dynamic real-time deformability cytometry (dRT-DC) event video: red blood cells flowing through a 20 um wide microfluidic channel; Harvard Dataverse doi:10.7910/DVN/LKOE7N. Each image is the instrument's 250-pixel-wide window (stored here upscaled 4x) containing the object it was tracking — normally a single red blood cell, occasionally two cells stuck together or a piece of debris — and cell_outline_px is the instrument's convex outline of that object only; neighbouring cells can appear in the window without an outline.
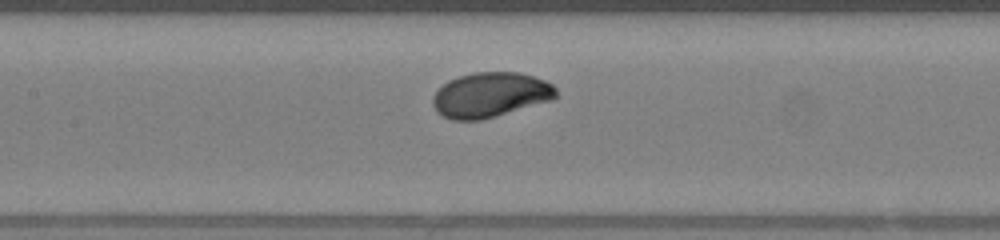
{"species": "human", "species_latin": "Homo sapiens", "temperature_condition": "warm", "stored_images_in_passage": 32, "camera_frame_rate_fps": 3000, "um_per_image_px": 0.085, "donor": {"sex": "female"}, "frame": {"image": 1, "passage_image": 14, "time_ms": 4.333, "image_size_px": [1000, 240], "cell_outline_px": [[556, 96], [552, 100], [480, 120], [452, 120], [436, 112], [432, 104], [432, 96], [448, 80], [460, 76], [476, 72], [520, 72], [544, 80], [552, 84], [556, 88]], "centroid_in_image_um": [41.66, 8.06], "position_along_channel_um": 165.7, "area_um2": 32.08}}
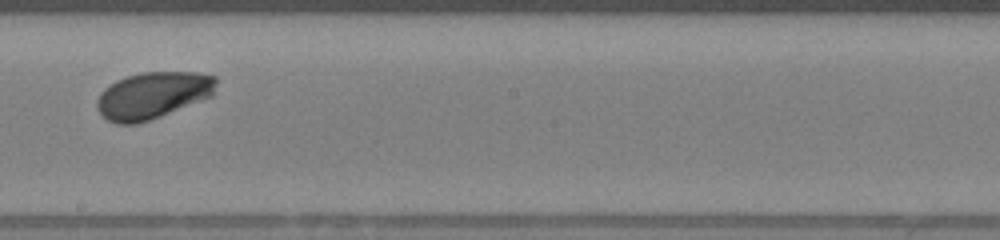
{"frame": {"image": 2, "passage_image": 19, "time_ms": 6.0, "image_size_px": [1000, 240], "cell_outline_px": [[216, 84], [212, 96], [160, 116], [136, 124], [116, 124], [100, 116], [96, 108], [96, 100], [100, 92], [104, 88], [116, 80], [140, 72], [196, 72], [216, 76]], "centroid_in_image_um": [12.94, 8.1], "position_along_channel_um": 235.3, "area_um2": 32.6}, "authors_computed_cell_mechanics": {"area_um2": 32.1657, "velocity_mm_per_s": 4.1889, "shape_relaxation_time_tau1_ms": 1.6156, "shape_relaxation_time_tau2_ms": null, "deformation_change_tau1": 0.1276, "deformation_change_tau2": null}}